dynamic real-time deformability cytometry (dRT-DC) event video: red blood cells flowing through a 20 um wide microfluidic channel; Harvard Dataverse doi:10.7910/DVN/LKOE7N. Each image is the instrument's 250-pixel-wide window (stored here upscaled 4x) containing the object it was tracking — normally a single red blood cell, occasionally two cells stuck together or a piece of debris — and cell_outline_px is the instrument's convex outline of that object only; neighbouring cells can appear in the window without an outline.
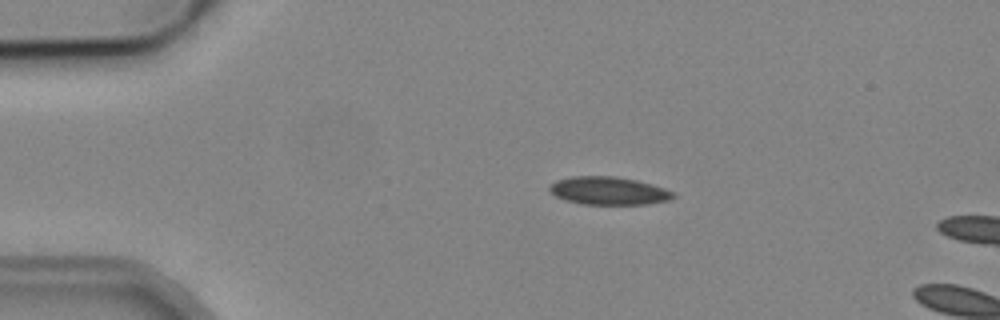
{"species": "common noctule bat (a hibernating species)", "species_latin": "Nyctalus noctula", "temperature_condition": "cold", "stored_images_in_passage": 4, "camera_frame_rate_fps": 3000, "um_per_image_px": 0.085, "animal": {"sex": "male", "body_mass_g": 19.2, "forearm_length_mm": 51.8}, "frame": {"image": 1, "passage_image": 3, "time_ms": 2.333, "image_size_px": [1000, 320], "cell_outline_px": [[676, 196], [668, 200], [644, 204], [584, 204], [568, 200], [556, 196], [548, 188], [556, 180], [572, 176], [612, 176], [636, 180], [652, 184], [676, 192]], "centroid_in_image_um": [51.76, 16.21], "position_along_channel_um": 33.2, "area_um2": 19.94}}